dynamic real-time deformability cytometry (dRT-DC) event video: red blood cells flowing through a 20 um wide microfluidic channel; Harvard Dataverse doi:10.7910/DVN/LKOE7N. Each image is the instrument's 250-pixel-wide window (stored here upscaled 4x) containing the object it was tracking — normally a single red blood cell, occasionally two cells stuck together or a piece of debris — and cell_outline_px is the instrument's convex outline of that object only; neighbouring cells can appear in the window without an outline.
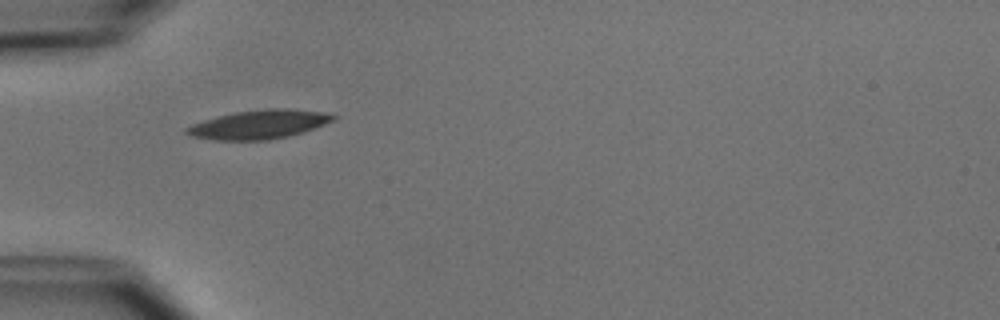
{"species": "common noctule bat (a hibernating species)", "species_latin": "Nyctalus noctula", "temperature_condition": "cold", "stored_images_in_passage": 5, "camera_frame_rate_fps": 3000, "um_per_image_px": 0.085, "animal": {"sex": "male", "body_mass_g": 15.6}, "frame": {"image": 1, "passage_image": 5, "time_ms": 5.333, "image_size_px": [1000, 320], "cell_outline_px": [[336, 120], [300, 132], [268, 140], [212, 140], [192, 136], [184, 132], [184, 128], [192, 124], [204, 120], [236, 112], [268, 108], [288, 108], [324, 112], [336, 116]], "centroid_in_image_um": [21.99, 10.57], "position_along_channel_um": 63.0, "area_um2": 24.33}}